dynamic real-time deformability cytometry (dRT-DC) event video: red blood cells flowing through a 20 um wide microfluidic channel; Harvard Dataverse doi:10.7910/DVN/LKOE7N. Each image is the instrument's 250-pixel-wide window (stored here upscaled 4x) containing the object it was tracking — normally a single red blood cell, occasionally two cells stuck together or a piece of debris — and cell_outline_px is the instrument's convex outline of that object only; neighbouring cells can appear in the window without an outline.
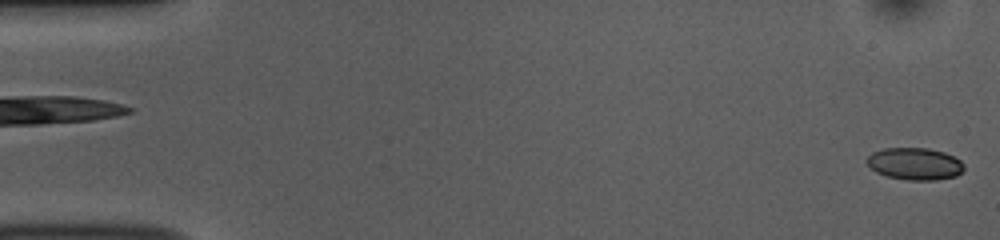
{"species": "common noctule bat (a hibernating species)", "species_latin": "Nyctalus noctula", "temperature_condition": "room temperature", "stored_images_in_passage": 52, "camera_frame_rate_fps": 3000, "um_per_image_px": 0.085, "animal": {"sex": "female", "body_mass_g": 10.0, "forearm_length_mm": 53.1}, "frame": {"image": 1, "passage_image": 1, "time_ms": 0.0, "image_size_px": [1000, 240], "cell_outline_px": [[964, 168], [956, 176], [936, 180], [908, 180], [888, 176], [876, 172], [864, 160], [872, 152], [884, 148], [928, 148], [944, 152], [960, 160], [964, 164]], "centroid_in_image_um": [77.75, 13.92], "position_along_channel_um": 7.3, "area_um2": 18.15}}
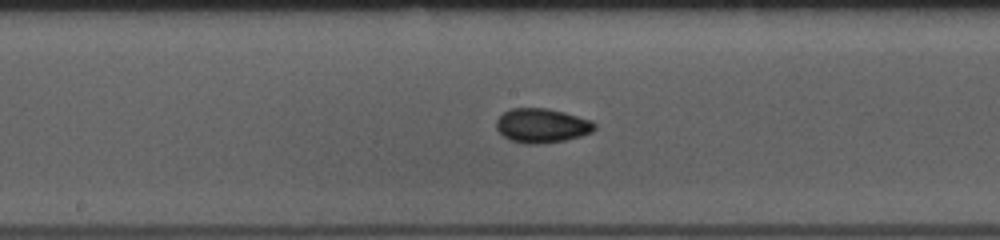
{"frame": {"image": 2, "passage_image": 27, "time_ms": 8.667, "image_size_px": [1000, 240], "cell_outline_px": [[596, 128], [592, 132], [580, 136], [564, 140], [540, 144], [524, 144], [508, 140], [496, 128], [496, 120], [504, 112], [512, 108], [548, 108], [564, 112], [592, 120], [596, 124]], "centroid_in_image_um": [46.06, 10.68], "position_along_channel_um": 202.1, "area_um2": 19.77}}
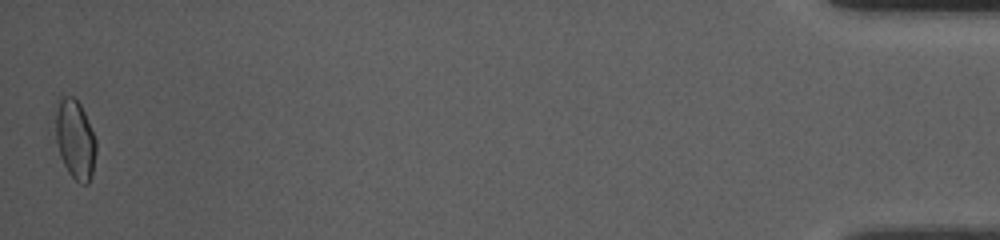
{"frame": {"image": 3, "passage_image": 52, "time_ms": 17.0, "image_size_px": [1000, 240], "cell_outline_px": [[96, 152], [92, 176], [88, 184], [80, 184], [68, 172], [60, 156], [56, 140], [56, 112], [60, 96], [72, 96], [80, 104], [84, 112], [96, 140]], "centroid_in_image_um": [6.4, 11.87], "position_along_channel_um": 428.8, "area_um2": 18.61}, "authors_computed_cell_mechanics": {"area_um2": 18.3515, "velocity_mm_per_s": 3.8231, "shape_relaxation_time_tau1_ms": null, "shape_relaxation_time_tau2_ms": 2.3952, "deformation_change_tau1": null, "deformation_change_tau2": 0.0598}}